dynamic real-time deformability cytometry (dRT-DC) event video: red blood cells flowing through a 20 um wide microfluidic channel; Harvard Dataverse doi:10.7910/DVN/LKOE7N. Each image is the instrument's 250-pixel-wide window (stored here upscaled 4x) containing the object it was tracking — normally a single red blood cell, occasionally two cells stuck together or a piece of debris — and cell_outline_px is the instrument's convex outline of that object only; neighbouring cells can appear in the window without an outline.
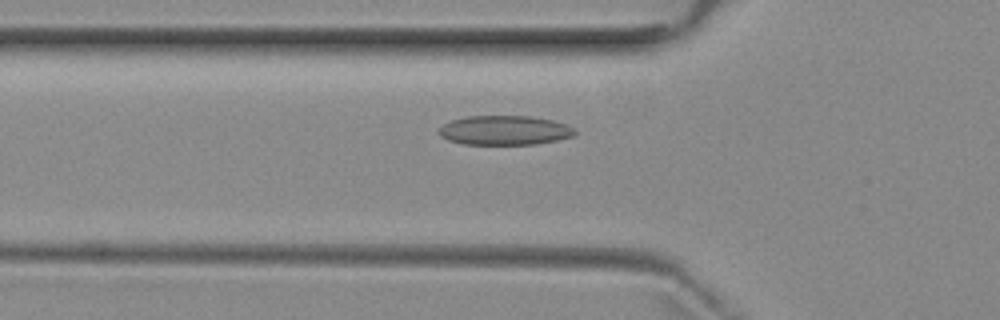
{"species": "common noctule bat (a hibernating species)", "species_latin": "Nyctalus noctula", "temperature_condition": "room temperature", "stored_images_in_passage": 2, "camera_frame_rate_fps": 3000, "um_per_image_px": 0.085, "animal": {"sex": "female", "body_mass_g": 29.2, "forearm_length_mm": 56.3}, "frame": {"image": 1, "passage_image": 2, "time_ms": 1.667, "image_size_px": [1000, 320], "cell_outline_px": [[576, 132], [572, 136], [556, 140], [536, 144], [464, 144], [448, 140], [440, 136], [440, 128], [444, 124], [452, 120], [464, 116], [532, 116], [552, 120], [576, 128]], "centroid_in_image_um": [42.9, 11.07], "position_along_channel_um": 82.9, "area_um2": 23.18}}